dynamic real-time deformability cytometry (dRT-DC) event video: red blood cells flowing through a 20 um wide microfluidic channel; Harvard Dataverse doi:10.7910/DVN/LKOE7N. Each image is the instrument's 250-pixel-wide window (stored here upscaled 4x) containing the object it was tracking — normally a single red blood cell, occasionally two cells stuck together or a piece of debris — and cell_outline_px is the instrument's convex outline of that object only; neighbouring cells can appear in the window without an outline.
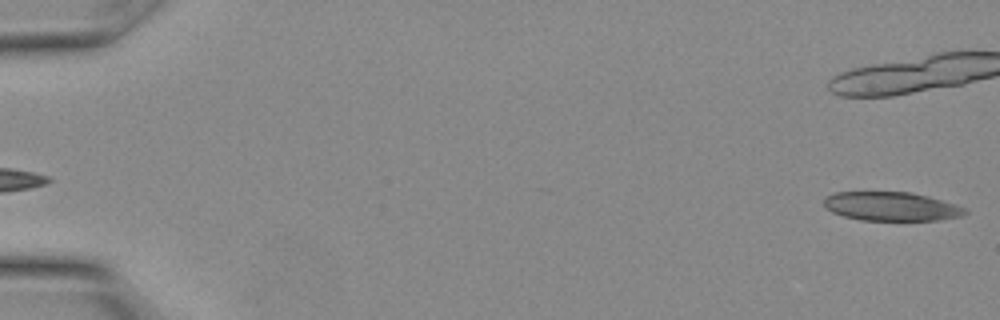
{"species": "Egyptian fruit bat (a non-hibernating species)", "species_latin": "Rousettus aegyptiacus", "temperature_condition": "warm", "stored_images_in_passage": 14, "camera_frame_rate_fps": 3000, "um_per_image_px": 0.085, "animal": {"sex": "female"}, "frame": {"image": 1, "passage_image": 1, "time_ms": 0.0, "image_size_px": [1000, 320], "cell_outline_px": [[968, 212], [960, 216], [940, 220], [860, 220], [844, 216], [832, 212], [824, 204], [824, 196], [836, 192], [912, 192], [928, 196], [956, 204], [968, 208]], "centroid_in_image_um": [75.79, 17.54], "position_along_channel_um": 9.2, "area_um2": 23.81}}